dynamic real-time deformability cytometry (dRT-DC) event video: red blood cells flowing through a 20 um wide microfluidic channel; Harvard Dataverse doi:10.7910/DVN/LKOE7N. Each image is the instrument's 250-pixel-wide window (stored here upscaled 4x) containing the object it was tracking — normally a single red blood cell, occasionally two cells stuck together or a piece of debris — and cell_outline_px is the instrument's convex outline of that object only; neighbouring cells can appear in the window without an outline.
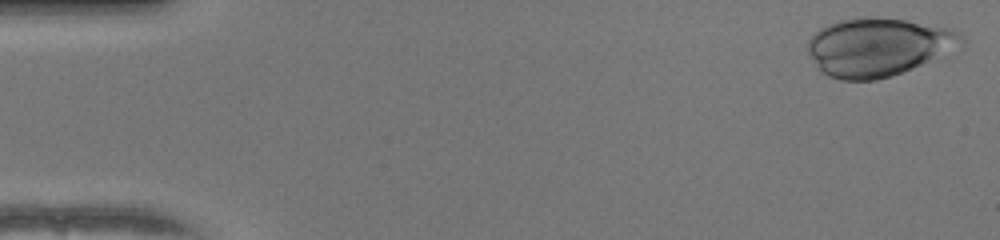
{"species": "human", "species_latin": "Homo sapiens", "temperature_condition": "warm", "stored_images_in_passage": 40, "camera_frame_rate_fps": 3000, "um_per_image_px": 0.085, "donor": {"sex": "female"}, "frame": {"image": 1, "passage_image": 1, "time_ms": 0.0, "image_size_px": [1000, 240], "cell_outline_px": [[964, 44], [912, 68], [892, 76], [876, 80], [840, 80], [828, 76], [820, 72], [808, 52], [808, 40], [812, 32], [828, 24], [840, 20], [856, 16], [908, 20], [952, 28], [964, 36]], "centroid_in_image_um": [74.6, 3.98], "position_along_channel_um": 10.4, "area_um2": 52.25}}
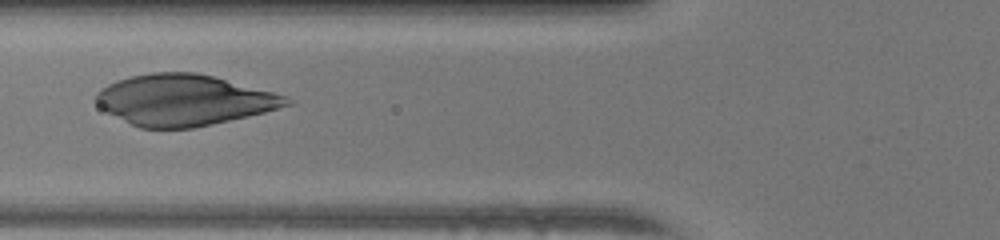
{"frame": {"image": 2, "passage_image": 19, "time_ms": 6.0, "image_size_px": [1000, 240], "cell_outline_px": [[292, 104], [264, 112], [212, 124], [192, 128], [140, 128], [100, 108], [96, 104], [96, 92], [100, 88], [116, 80], [132, 76], [152, 72], [196, 72], [212, 76], [272, 92], [284, 96], [292, 100]], "centroid_in_image_um": [15.59, 8.5], "position_along_channel_um": 110.2, "area_um2": 55.95}}
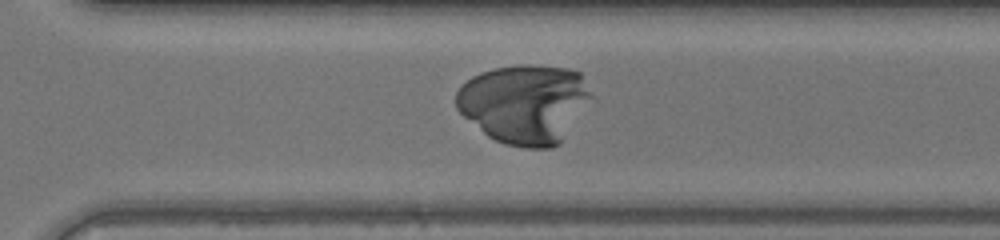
{"frame": {"image": 3, "passage_image": 35, "time_ms": 11.333, "image_size_px": [1000, 240], "cell_outline_px": [[592, 96], [560, 144], [552, 148], [524, 148], [504, 144], [488, 136], [464, 116], [456, 108], [456, 92], [472, 76], [480, 72], [496, 68], [520, 64], [528, 64], [568, 68], [580, 72]], "centroid_in_image_um": [44.58, 8.81], "position_along_channel_um": 326.0, "area_um2": 62.08}}